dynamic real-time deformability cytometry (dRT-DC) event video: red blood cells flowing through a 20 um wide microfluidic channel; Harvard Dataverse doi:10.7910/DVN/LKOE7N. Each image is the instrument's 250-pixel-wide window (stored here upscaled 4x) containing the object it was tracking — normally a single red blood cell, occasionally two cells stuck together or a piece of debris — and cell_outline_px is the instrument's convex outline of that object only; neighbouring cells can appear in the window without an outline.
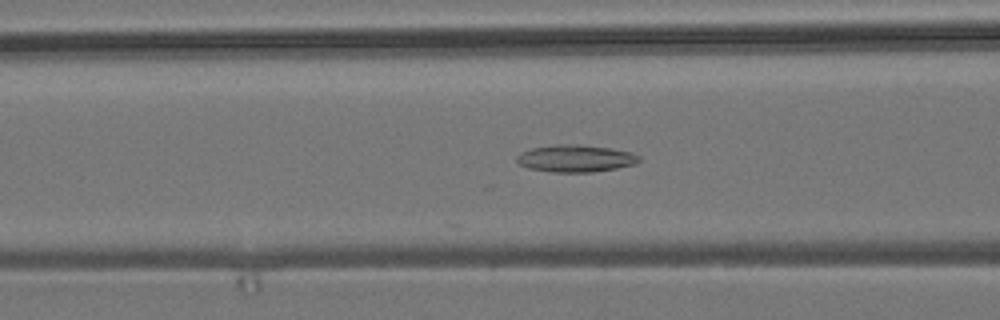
{"species": "common noctule bat (a hibernating species)", "species_latin": "Nyctalus noctula", "temperature_condition": "room temperature", "stored_images_in_passage": 17, "camera_frame_rate_fps": 3000, "um_per_image_px": 0.085, "animal": {"sex": "male", "body_mass_g": 19.2, "forearm_length_mm": 51.8}, "frame": {"image": 1, "passage_image": 7, "time_ms": 2.0, "image_size_px": [1000, 320], "cell_outline_px": [[640, 160], [636, 164], [616, 168], [592, 172], [552, 172], [528, 168], [520, 164], [516, 160], [516, 156], [520, 152], [532, 148], [556, 144], [576, 144], [612, 148], [632, 152], [640, 156]], "centroid_in_image_um": [48.93, 13.46], "position_along_channel_um": 117.7, "area_um2": 19.48}}
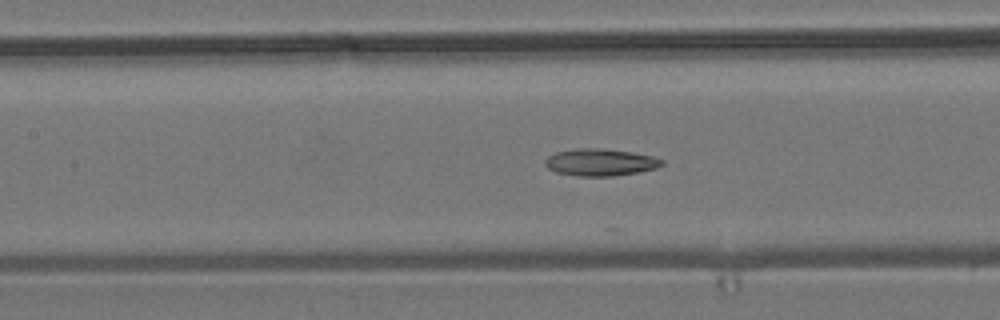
{"frame": {"image": 2, "passage_image": 10, "time_ms": 3.0, "image_size_px": [1000, 320], "cell_outline_px": [[664, 164], [656, 168], [636, 172], [612, 176], [580, 176], [556, 172], [548, 168], [544, 164], [544, 160], [548, 156], [556, 152], [576, 148], [600, 148], [632, 152], [652, 156], [664, 160]], "centroid_in_image_um": [51.01, 13.79], "position_along_channel_um": 156.4, "area_um2": 18.38}}
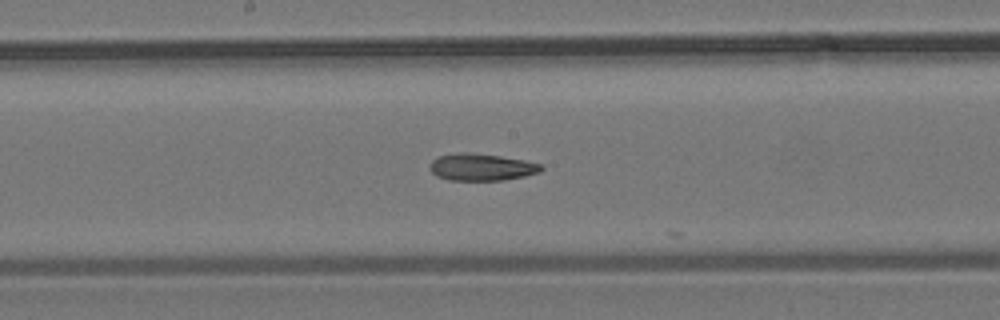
{"frame": {"image": 3, "passage_image": 14, "time_ms": 4.333, "image_size_px": [1000, 320], "cell_outline_px": [[544, 168], [540, 172], [524, 176], [504, 180], [448, 180], [436, 176], [428, 168], [428, 164], [432, 160], [440, 156], [460, 152], [472, 152], [500, 156], [524, 160], [544, 164]], "centroid_in_image_um": [40.93, 14.2], "position_along_channel_um": 207.3, "area_um2": 17.74}}